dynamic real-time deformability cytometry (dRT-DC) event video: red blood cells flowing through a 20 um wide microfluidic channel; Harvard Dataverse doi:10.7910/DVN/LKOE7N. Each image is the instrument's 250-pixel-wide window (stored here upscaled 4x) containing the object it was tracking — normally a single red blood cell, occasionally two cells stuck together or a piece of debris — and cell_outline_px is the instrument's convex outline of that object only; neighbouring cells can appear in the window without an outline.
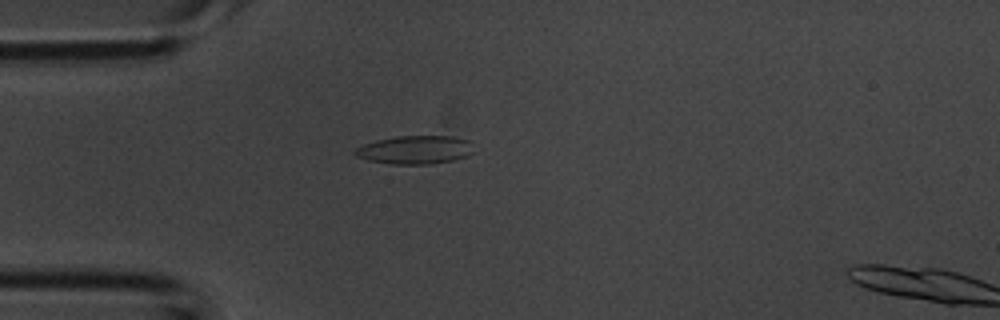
{"species": "common noctule bat (a hibernating species)", "species_latin": "Nyctalus noctula", "temperature_condition": "room temperature", "stored_images_in_passage": 7, "camera_frame_rate_fps": 3000, "um_per_image_px": 0.085, "animal": {"sex": "male", "body_mass_g": 20.1, "forearm_length_mm": 53.5}, "frame": {"image": 1, "passage_image": 5, "time_ms": 1.333, "image_size_px": [1000, 320], "cell_outline_px": [[476, 152], [468, 156], [452, 160], [428, 164], [392, 164], [368, 160], [356, 156], [352, 152], [356, 148], [364, 144], [376, 140], [396, 136], [452, 136], [472, 140]], "centroid_in_image_um": [35.35, 12.72], "position_along_channel_um": 49.7, "area_um2": 19.94}}